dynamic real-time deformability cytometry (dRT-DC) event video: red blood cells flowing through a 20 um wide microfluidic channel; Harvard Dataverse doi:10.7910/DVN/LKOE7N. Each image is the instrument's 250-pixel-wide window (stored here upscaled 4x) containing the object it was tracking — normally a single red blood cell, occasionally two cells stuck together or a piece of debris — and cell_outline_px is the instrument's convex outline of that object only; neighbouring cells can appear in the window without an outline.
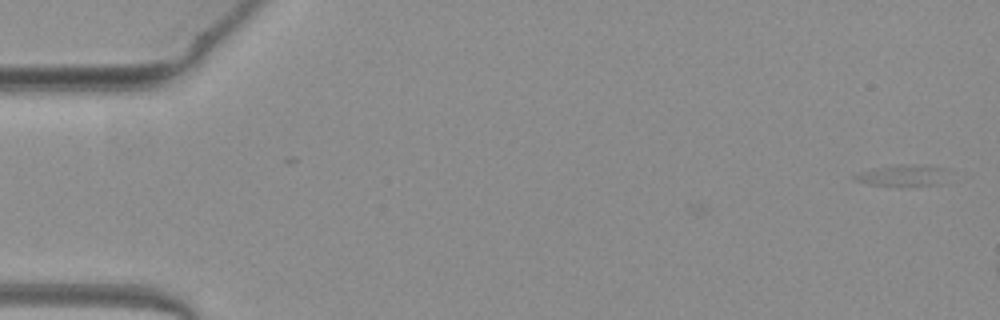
{"species": "common noctule bat (a hibernating species)", "species_latin": "Nyctalus noctula", "temperature_condition": "warm", "stored_images_in_passage": 2, "camera_frame_rate_fps": 3000, "um_per_image_px": 0.085, "animal": {"sex": "female", "body_mass_g": 19.3, "forearm_length_mm": 54.1}, "frame": {"image": 1, "passage_image": 2, "time_ms": 0.333, "image_size_px": [1000, 320], "cell_outline_px": [[948, 168], [936, 184], [868, 184], [852, 180], [852, 176], [860, 172], [900, 164], [904, 164]], "centroid_in_image_um": [76.62, 14.88], "position_along_channel_um": 8.4, "area_um2": 10.58}}